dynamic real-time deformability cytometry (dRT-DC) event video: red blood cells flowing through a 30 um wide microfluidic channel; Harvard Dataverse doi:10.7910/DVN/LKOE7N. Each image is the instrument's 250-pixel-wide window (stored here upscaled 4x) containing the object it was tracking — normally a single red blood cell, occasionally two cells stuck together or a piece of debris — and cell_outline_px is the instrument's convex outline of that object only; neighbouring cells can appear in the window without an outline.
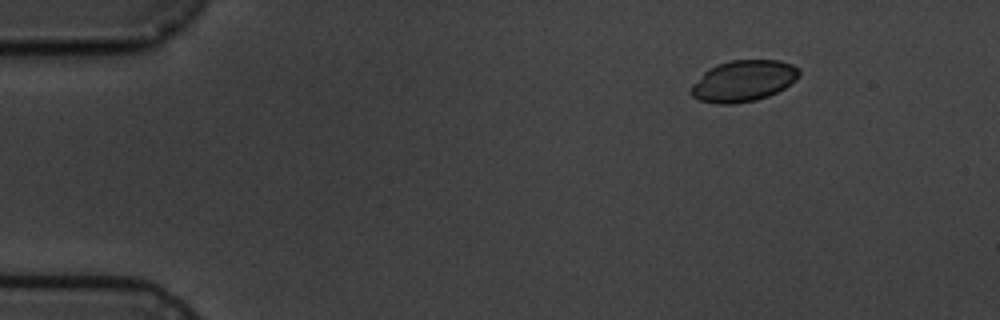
{"species": "common noctule bat (a hibernating species)", "species_latin": "Nyctalus noctula", "temperature_condition": "cold", "stored_images_in_passage": 5, "camera_frame_rate_fps": 3000, "um_per_image_px": 0.085, "animal": {"sex": "male", "body_mass_g": 19.5, "forearm_length_mm": 54.6}, "frame": {"image": 1, "passage_image": 1, "time_ms": 0.0, "image_size_px": [1000, 320], "cell_outline_px": [[800, 76], [796, 80], [784, 88], [768, 96], [756, 100], [736, 104], [716, 104], [700, 100], [692, 96], [688, 92], [692, 84], [708, 68], [716, 64], [732, 60], [780, 60], [792, 64], [800, 68]], "centroid_in_image_um": [63.18, 6.88], "position_along_channel_um": 21.8, "area_um2": 26.3}}
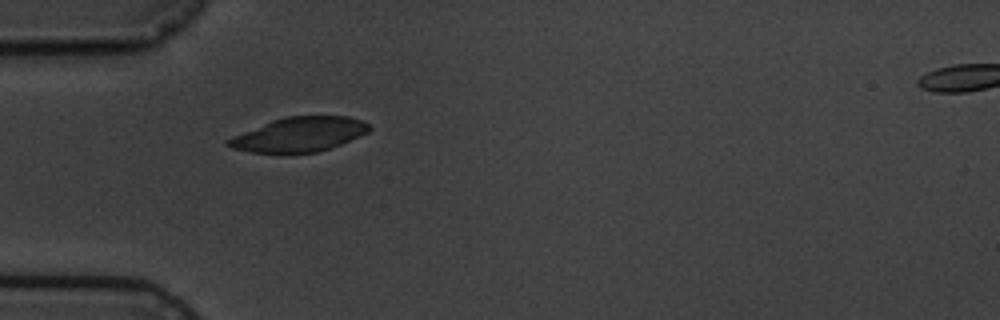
{"frame": {"image": 2, "passage_image": 4, "time_ms": 3.333, "image_size_px": [1000, 320], "cell_outline_px": [[372, 128], [368, 132], [360, 136], [340, 144], [316, 152], [284, 156], [280, 156], [252, 152], [232, 148], [224, 144], [224, 140], [232, 136], [272, 120], [288, 116], [348, 116], [360, 120], [368, 124]], "centroid_in_image_um": [25.36, 11.47], "position_along_channel_um": 59.6, "area_um2": 28.96}}
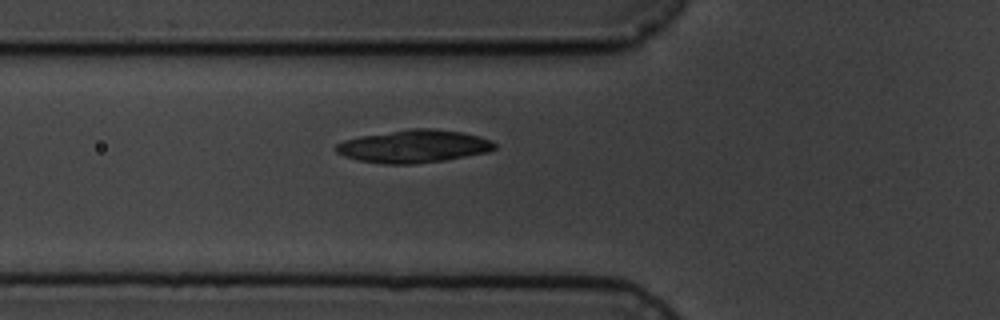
{"frame": {"image": 3, "passage_image": 5, "time_ms": 4.333, "image_size_px": [1000, 320], "cell_outline_px": [[496, 148], [488, 152], [444, 160], [412, 164], [384, 164], [360, 160], [344, 156], [336, 152], [336, 144], [344, 140], [360, 136], [412, 128], [432, 128], [460, 132], [480, 136], [492, 140], [496, 144]], "centroid_in_image_um": [35.19, 12.43], "position_along_channel_um": 90.6, "area_um2": 30.17}}